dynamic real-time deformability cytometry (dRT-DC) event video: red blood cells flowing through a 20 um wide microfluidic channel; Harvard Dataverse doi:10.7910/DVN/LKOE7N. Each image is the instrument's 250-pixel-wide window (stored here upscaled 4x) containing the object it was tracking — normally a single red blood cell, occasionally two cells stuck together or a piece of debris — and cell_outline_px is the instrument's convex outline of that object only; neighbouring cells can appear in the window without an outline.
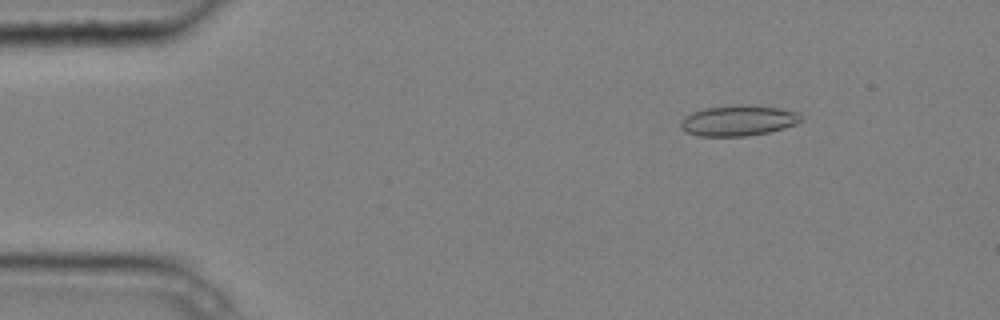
{"species": "common noctule bat (a hibernating species)", "species_latin": "Nyctalus noctula", "temperature_condition": "cold", "stored_images_in_passage": 5, "camera_frame_rate_fps": 3000, "um_per_image_px": 0.085, "animal": {"sex": "male", "body_mass_g": 20.4}, "frame": {"image": 1, "passage_image": 1, "time_ms": 0.0, "image_size_px": [1000, 320], "cell_outline_px": [[804, 120], [796, 124], [784, 128], [768, 132], [748, 136], [700, 136], [684, 132], [680, 128], [680, 120], [684, 116], [692, 112], [704, 108], [732, 104], [748, 104], [780, 108], [800, 112], [804, 116]], "centroid_in_image_um": [62.77, 10.23], "position_along_channel_um": 22.2, "area_um2": 22.08}}
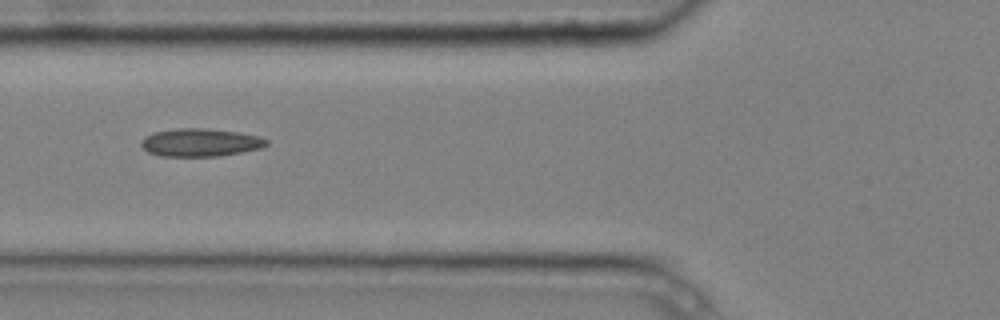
{"frame": {"image": 2, "passage_image": 4, "time_ms": 1.0, "image_size_px": [1000, 320], "cell_outline_px": [[268, 144], [260, 148], [220, 156], [160, 156], [148, 152], [140, 144], [140, 140], [144, 136], [152, 132], [176, 128], [208, 128], [240, 132], [256, 136], [268, 140]], "centroid_in_image_um": [16.98, 12.1], "position_along_channel_um": 108.8, "area_um2": 20.52}}
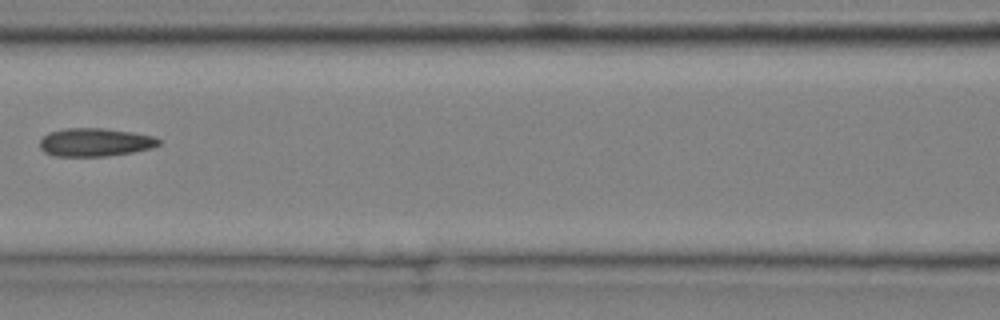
{"frame": {"image": 3, "passage_image": 5, "time_ms": 1.333, "image_size_px": [1000, 320], "cell_outline_px": [[160, 144], [152, 148], [132, 152], [104, 156], [52, 156], [44, 152], [40, 148], [40, 140], [48, 132], [64, 128], [104, 128], [132, 132], [152, 136], [160, 140]], "centroid_in_image_um": [8.04, 12.09], "position_along_channel_um": 158.6, "area_um2": 19.59}}